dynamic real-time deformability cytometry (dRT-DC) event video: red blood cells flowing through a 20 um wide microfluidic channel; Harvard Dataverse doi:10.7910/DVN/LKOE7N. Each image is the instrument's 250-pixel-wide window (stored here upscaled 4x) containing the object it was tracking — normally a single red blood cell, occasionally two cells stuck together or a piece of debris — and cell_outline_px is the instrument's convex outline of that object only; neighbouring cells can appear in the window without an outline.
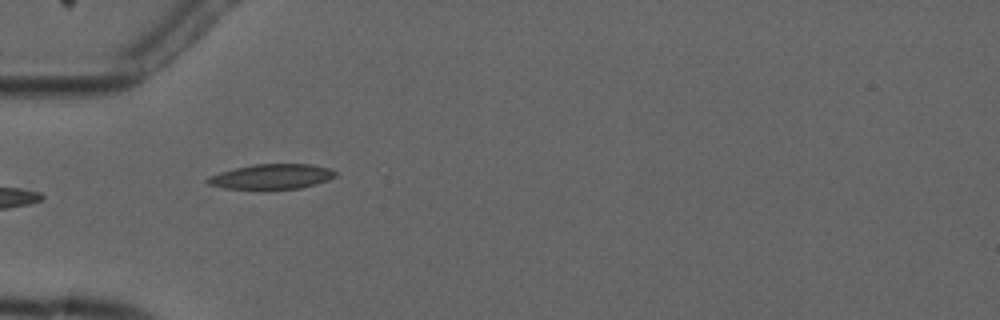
{"species": "common noctule bat (a hibernating species)", "species_latin": "Nyctalus noctula", "temperature_condition": "cold", "stored_images_in_passage": 6, "camera_frame_rate_fps": 3000, "um_per_image_px": 0.085, "animal": {"sex": "male", "forearm_length_mm": 52.5}, "frame": {"image": 1, "passage_image": 5, "time_ms": 4.667, "image_size_px": [1000, 320], "cell_outline_px": [[336, 176], [328, 180], [316, 184], [300, 188], [264, 192], [224, 188], [208, 184], [204, 180], [208, 176], [220, 172], [236, 168], [256, 164], [312, 164], [328, 168], [336, 172]], "centroid_in_image_um": [23.05, 15.06], "position_along_channel_um": 62.0, "area_um2": 19.42}}